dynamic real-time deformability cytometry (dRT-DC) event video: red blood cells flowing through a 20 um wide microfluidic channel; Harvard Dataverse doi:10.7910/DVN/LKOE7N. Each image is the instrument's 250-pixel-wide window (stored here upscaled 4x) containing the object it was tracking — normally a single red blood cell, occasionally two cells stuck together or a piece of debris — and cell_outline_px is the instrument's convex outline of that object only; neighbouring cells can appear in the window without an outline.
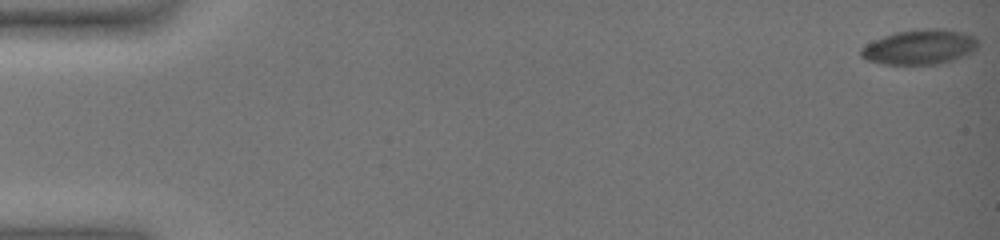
{"species": "common noctule bat (a hibernating species)", "species_latin": "Nyctalus noctula", "temperature_condition": "warm", "stored_images_in_passage": 60, "camera_frame_rate_fps": 3000, "um_per_image_px": 0.085, "animal": {"sex": "female", "body_mass_g": 19.0, "forearm_length_mm": 51.5}, "frame": {"image": 1, "passage_image": 1, "time_ms": 0.0, "image_size_px": [1000, 240], "cell_outline_px": [[976, 48], [972, 52], [964, 56], [952, 60], [936, 64], [884, 64], [864, 60], [860, 56], [860, 48], [884, 36], [896, 32], [928, 28], [940, 28], [964, 32], [976, 36]], "centroid_in_image_um": [78.17, 4.0], "position_along_channel_um": 6.8, "area_um2": 23.7}}
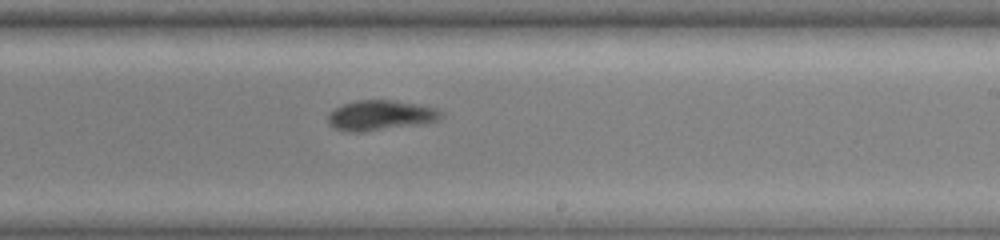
{"frame": {"image": 2, "passage_image": 39, "time_ms": 12.667, "image_size_px": [1000, 240], "cell_outline_px": [[444, 116], [440, 120], [424, 124], [364, 132], [348, 132], [336, 128], [328, 124], [328, 112], [344, 104], [360, 100], [392, 100], [416, 104], [436, 108], [444, 112]], "centroid_in_image_um": [32.39, 9.82], "position_along_channel_um": 256.6, "area_um2": 20.06}}
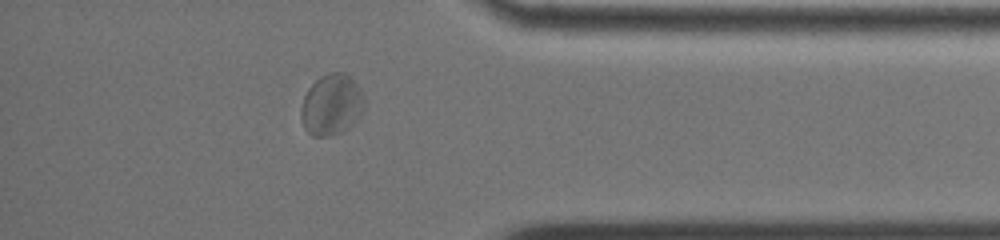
{"frame": {"image": 3, "passage_image": 53, "time_ms": 17.333, "image_size_px": [1000, 240], "cell_outline_px": [[364, 108], [360, 116], [352, 124], [340, 132], [328, 136], [312, 136], [304, 128], [300, 116], [300, 108], [304, 96], [308, 88], [320, 76], [328, 72], [344, 72], [360, 88], [364, 100]], "centroid_in_image_um": [28.15, 8.89], "position_along_channel_um": 407.0, "area_um2": 22.48}, "authors_computed_cell_mechanics": {"area_um2": 22.4842, "velocity_mm_per_s": 3.3497, "shape_relaxation_time_tau1_ms": null, "shape_relaxation_time_tau2_ms": 2.1765, "deformation_change_tau1": null, "deformation_change_tau2": 0.0481}}